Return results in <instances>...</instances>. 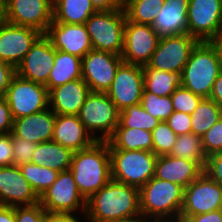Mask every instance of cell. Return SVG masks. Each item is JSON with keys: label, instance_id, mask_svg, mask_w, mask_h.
I'll use <instances>...</instances> for the list:
<instances>
[{"label": "cell", "instance_id": "46", "mask_svg": "<svg viewBox=\"0 0 222 222\" xmlns=\"http://www.w3.org/2000/svg\"><path fill=\"white\" fill-rule=\"evenodd\" d=\"M15 74L16 69L12 65L0 61V98L5 96L6 90Z\"/></svg>", "mask_w": 222, "mask_h": 222}, {"label": "cell", "instance_id": "21", "mask_svg": "<svg viewBox=\"0 0 222 222\" xmlns=\"http://www.w3.org/2000/svg\"><path fill=\"white\" fill-rule=\"evenodd\" d=\"M90 93V87L82 78L67 82L49 91V105L55 114L78 115Z\"/></svg>", "mask_w": 222, "mask_h": 222}, {"label": "cell", "instance_id": "11", "mask_svg": "<svg viewBox=\"0 0 222 222\" xmlns=\"http://www.w3.org/2000/svg\"><path fill=\"white\" fill-rule=\"evenodd\" d=\"M222 209V186L202 173L184 189L180 219Z\"/></svg>", "mask_w": 222, "mask_h": 222}, {"label": "cell", "instance_id": "47", "mask_svg": "<svg viewBox=\"0 0 222 222\" xmlns=\"http://www.w3.org/2000/svg\"><path fill=\"white\" fill-rule=\"evenodd\" d=\"M96 11H110L124 8V0H91Z\"/></svg>", "mask_w": 222, "mask_h": 222}, {"label": "cell", "instance_id": "34", "mask_svg": "<svg viewBox=\"0 0 222 222\" xmlns=\"http://www.w3.org/2000/svg\"><path fill=\"white\" fill-rule=\"evenodd\" d=\"M19 169L38 197L53 184L60 173L50 167L32 162L19 166Z\"/></svg>", "mask_w": 222, "mask_h": 222}, {"label": "cell", "instance_id": "49", "mask_svg": "<svg viewBox=\"0 0 222 222\" xmlns=\"http://www.w3.org/2000/svg\"><path fill=\"white\" fill-rule=\"evenodd\" d=\"M209 99L222 107V70L216 78Z\"/></svg>", "mask_w": 222, "mask_h": 222}, {"label": "cell", "instance_id": "22", "mask_svg": "<svg viewBox=\"0 0 222 222\" xmlns=\"http://www.w3.org/2000/svg\"><path fill=\"white\" fill-rule=\"evenodd\" d=\"M94 136L86 131L78 115L56 114L52 141L75 152L90 147L97 141Z\"/></svg>", "mask_w": 222, "mask_h": 222}, {"label": "cell", "instance_id": "24", "mask_svg": "<svg viewBox=\"0 0 222 222\" xmlns=\"http://www.w3.org/2000/svg\"><path fill=\"white\" fill-rule=\"evenodd\" d=\"M56 114L51 109L15 119L12 134L39 144L52 141Z\"/></svg>", "mask_w": 222, "mask_h": 222}, {"label": "cell", "instance_id": "23", "mask_svg": "<svg viewBox=\"0 0 222 222\" xmlns=\"http://www.w3.org/2000/svg\"><path fill=\"white\" fill-rule=\"evenodd\" d=\"M203 173L196 162L169 154L160 155L155 162L154 177L182 186L184 189Z\"/></svg>", "mask_w": 222, "mask_h": 222}, {"label": "cell", "instance_id": "8", "mask_svg": "<svg viewBox=\"0 0 222 222\" xmlns=\"http://www.w3.org/2000/svg\"><path fill=\"white\" fill-rule=\"evenodd\" d=\"M79 120L88 133L102 131L97 141H107L119 124L120 111L106 92H91L81 107Z\"/></svg>", "mask_w": 222, "mask_h": 222}, {"label": "cell", "instance_id": "10", "mask_svg": "<svg viewBox=\"0 0 222 222\" xmlns=\"http://www.w3.org/2000/svg\"><path fill=\"white\" fill-rule=\"evenodd\" d=\"M187 33L202 41H213L222 33V0H189Z\"/></svg>", "mask_w": 222, "mask_h": 222}, {"label": "cell", "instance_id": "17", "mask_svg": "<svg viewBox=\"0 0 222 222\" xmlns=\"http://www.w3.org/2000/svg\"><path fill=\"white\" fill-rule=\"evenodd\" d=\"M55 57L56 49L45 34H42L16 67V74L47 87Z\"/></svg>", "mask_w": 222, "mask_h": 222}, {"label": "cell", "instance_id": "39", "mask_svg": "<svg viewBox=\"0 0 222 222\" xmlns=\"http://www.w3.org/2000/svg\"><path fill=\"white\" fill-rule=\"evenodd\" d=\"M13 144V165L22 166L31 162L34 151L36 150L37 144L25 140L20 137H15L12 134Z\"/></svg>", "mask_w": 222, "mask_h": 222}, {"label": "cell", "instance_id": "48", "mask_svg": "<svg viewBox=\"0 0 222 222\" xmlns=\"http://www.w3.org/2000/svg\"><path fill=\"white\" fill-rule=\"evenodd\" d=\"M185 222H222V209L210 211L208 213L188 216Z\"/></svg>", "mask_w": 222, "mask_h": 222}, {"label": "cell", "instance_id": "7", "mask_svg": "<svg viewBox=\"0 0 222 222\" xmlns=\"http://www.w3.org/2000/svg\"><path fill=\"white\" fill-rule=\"evenodd\" d=\"M6 99L13 119L29 116L47 109L49 91L45 85L15 74L6 90Z\"/></svg>", "mask_w": 222, "mask_h": 222}, {"label": "cell", "instance_id": "42", "mask_svg": "<svg viewBox=\"0 0 222 222\" xmlns=\"http://www.w3.org/2000/svg\"><path fill=\"white\" fill-rule=\"evenodd\" d=\"M191 117L192 115L174 111L165 122L179 136L192 133Z\"/></svg>", "mask_w": 222, "mask_h": 222}, {"label": "cell", "instance_id": "15", "mask_svg": "<svg viewBox=\"0 0 222 222\" xmlns=\"http://www.w3.org/2000/svg\"><path fill=\"white\" fill-rule=\"evenodd\" d=\"M122 63L121 55L91 50L82 58V79L91 92H107Z\"/></svg>", "mask_w": 222, "mask_h": 222}, {"label": "cell", "instance_id": "29", "mask_svg": "<svg viewBox=\"0 0 222 222\" xmlns=\"http://www.w3.org/2000/svg\"><path fill=\"white\" fill-rule=\"evenodd\" d=\"M95 12L91 0H60L53 6V22L85 24Z\"/></svg>", "mask_w": 222, "mask_h": 222}, {"label": "cell", "instance_id": "5", "mask_svg": "<svg viewBox=\"0 0 222 222\" xmlns=\"http://www.w3.org/2000/svg\"><path fill=\"white\" fill-rule=\"evenodd\" d=\"M111 179L140 189L154 177L157 155L143 150H109Z\"/></svg>", "mask_w": 222, "mask_h": 222}, {"label": "cell", "instance_id": "28", "mask_svg": "<svg viewBox=\"0 0 222 222\" xmlns=\"http://www.w3.org/2000/svg\"><path fill=\"white\" fill-rule=\"evenodd\" d=\"M109 150H143L153 152L151 131L132 128H116L107 140Z\"/></svg>", "mask_w": 222, "mask_h": 222}, {"label": "cell", "instance_id": "56", "mask_svg": "<svg viewBox=\"0 0 222 222\" xmlns=\"http://www.w3.org/2000/svg\"><path fill=\"white\" fill-rule=\"evenodd\" d=\"M115 222H139V221H115Z\"/></svg>", "mask_w": 222, "mask_h": 222}, {"label": "cell", "instance_id": "53", "mask_svg": "<svg viewBox=\"0 0 222 222\" xmlns=\"http://www.w3.org/2000/svg\"><path fill=\"white\" fill-rule=\"evenodd\" d=\"M213 43L218 48L220 58H221V61H222V33L213 40Z\"/></svg>", "mask_w": 222, "mask_h": 222}, {"label": "cell", "instance_id": "20", "mask_svg": "<svg viewBox=\"0 0 222 222\" xmlns=\"http://www.w3.org/2000/svg\"><path fill=\"white\" fill-rule=\"evenodd\" d=\"M39 202V197L17 166L0 167V205L24 206ZM20 203V205H19Z\"/></svg>", "mask_w": 222, "mask_h": 222}, {"label": "cell", "instance_id": "40", "mask_svg": "<svg viewBox=\"0 0 222 222\" xmlns=\"http://www.w3.org/2000/svg\"><path fill=\"white\" fill-rule=\"evenodd\" d=\"M202 146L206 156L222 152V118L203 135Z\"/></svg>", "mask_w": 222, "mask_h": 222}, {"label": "cell", "instance_id": "12", "mask_svg": "<svg viewBox=\"0 0 222 222\" xmlns=\"http://www.w3.org/2000/svg\"><path fill=\"white\" fill-rule=\"evenodd\" d=\"M39 203L49 213H73L80 205L86 213L87 201L82 197L69 170L58 174L53 184L39 197Z\"/></svg>", "mask_w": 222, "mask_h": 222}, {"label": "cell", "instance_id": "35", "mask_svg": "<svg viewBox=\"0 0 222 222\" xmlns=\"http://www.w3.org/2000/svg\"><path fill=\"white\" fill-rule=\"evenodd\" d=\"M160 121L144 110L141 103L125 108L120 112L116 128H132L153 131Z\"/></svg>", "mask_w": 222, "mask_h": 222}, {"label": "cell", "instance_id": "9", "mask_svg": "<svg viewBox=\"0 0 222 222\" xmlns=\"http://www.w3.org/2000/svg\"><path fill=\"white\" fill-rule=\"evenodd\" d=\"M198 42L188 33L160 37L157 48L147 66L181 76L184 66Z\"/></svg>", "mask_w": 222, "mask_h": 222}, {"label": "cell", "instance_id": "38", "mask_svg": "<svg viewBox=\"0 0 222 222\" xmlns=\"http://www.w3.org/2000/svg\"><path fill=\"white\" fill-rule=\"evenodd\" d=\"M203 98L181 85L171 95L174 111L192 115Z\"/></svg>", "mask_w": 222, "mask_h": 222}, {"label": "cell", "instance_id": "14", "mask_svg": "<svg viewBox=\"0 0 222 222\" xmlns=\"http://www.w3.org/2000/svg\"><path fill=\"white\" fill-rule=\"evenodd\" d=\"M143 90V67L123 62L106 93L121 112L127 107L141 103Z\"/></svg>", "mask_w": 222, "mask_h": 222}, {"label": "cell", "instance_id": "31", "mask_svg": "<svg viewBox=\"0 0 222 222\" xmlns=\"http://www.w3.org/2000/svg\"><path fill=\"white\" fill-rule=\"evenodd\" d=\"M222 118V107L209 98H203L192 113V133L203 135Z\"/></svg>", "mask_w": 222, "mask_h": 222}, {"label": "cell", "instance_id": "32", "mask_svg": "<svg viewBox=\"0 0 222 222\" xmlns=\"http://www.w3.org/2000/svg\"><path fill=\"white\" fill-rule=\"evenodd\" d=\"M165 0H125L126 18L137 24L152 25Z\"/></svg>", "mask_w": 222, "mask_h": 222}, {"label": "cell", "instance_id": "27", "mask_svg": "<svg viewBox=\"0 0 222 222\" xmlns=\"http://www.w3.org/2000/svg\"><path fill=\"white\" fill-rule=\"evenodd\" d=\"M82 78V58L69 53L56 50L54 67L52 68L47 88L50 91L67 82L75 81Z\"/></svg>", "mask_w": 222, "mask_h": 222}, {"label": "cell", "instance_id": "50", "mask_svg": "<svg viewBox=\"0 0 222 222\" xmlns=\"http://www.w3.org/2000/svg\"><path fill=\"white\" fill-rule=\"evenodd\" d=\"M46 222H79L71 213H46Z\"/></svg>", "mask_w": 222, "mask_h": 222}, {"label": "cell", "instance_id": "33", "mask_svg": "<svg viewBox=\"0 0 222 222\" xmlns=\"http://www.w3.org/2000/svg\"><path fill=\"white\" fill-rule=\"evenodd\" d=\"M169 155L185 160L196 161L203 169L207 160L202 146V137L193 133L177 136L176 143Z\"/></svg>", "mask_w": 222, "mask_h": 222}, {"label": "cell", "instance_id": "51", "mask_svg": "<svg viewBox=\"0 0 222 222\" xmlns=\"http://www.w3.org/2000/svg\"><path fill=\"white\" fill-rule=\"evenodd\" d=\"M0 222H16L15 207L0 205Z\"/></svg>", "mask_w": 222, "mask_h": 222}, {"label": "cell", "instance_id": "2", "mask_svg": "<svg viewBox=\"0 0 222 222\" xmlns=\"http://www.w3.org/2000/svg\"><path fill=\"white\" fill-rule=\"evenodd\" d=\"M70 171L79 192L87 201L111 180L108 142L95 141L90 147L75 151Z\"/></svg>", "mask_w": 222, "mask_h": 222}, {"label": "cell", "instance_id": "54", "mask_svg": "<svg viewBox=\"0 0 222 222\" xmlns=\"http://www.w3.org/2000/svg\"><path fill=\"white\" fill-rule=\"evenodd\" d=\"M149 220L147 219H141L139 222H148ZM153 222H185L183 219H180V218H175L173 219L172 221L170 219H166V220H152ZM151 221V222H152Z\"/></svg>", "mask_w": 222, "mask_h": 222}, {"label": "cell", "instance_id": "6", "mask_svg": "<svg viewBox=\"0 0 222 222\" xmlns=\"http://www.w3.org/2000/svg\"><path fill=\"white\" fill-rule=\"evenodd\" d=\"M124 8L110 11H97L85 22L93 50L121 55L124 47Z\"/></svg>", "mask_w": 222, "mask_h": 222}, {"label": "cell", "instance_id": "55", "mask_svg": "<svg viewBox=\"0 0 222 222\" xmlns=\"http://www.w3.org/2000/svg\"><path fill=\"white\" fill-rule=\"evenodd\" d=\"M50 1H51L52 6H54L60 0H50Z\"/></svg>", "mask_w": 222, "mask_h": 222}, {"label": "cell", "instance_id": "45", "mask_svg": "<svg viewBox=\"0 0 222 222\" xmlns=\"http://www.w3.org/2000/svg\"><path fill=\"white\" fill-rule=\"evenodd\" d=\"M13 116L10 107L4 97L0 98V134L12 132Z\"/></svg>", "mask_w": 222, "mask_h": 222}, {"label": "cell", "instance_id": "25", "mask_svg": "<svg viewBox=\"0 0 222 222\" xmlns=\"http://www.w3.org/2000/svg\"><path fill=\"white\" fill-rule=\"evenodd\" d=\"M189 0H165L152 27L160 37L187 33Z\"/></svg>", "mask_w": 222, "mask_h": 222}, {"label": "cell", "instance_id": "1", "mask_svg": "<svg viewBox=\"0 0 222 222\" xmlns=\"http://www.w3.org/2000/svg\"><path fill=\"white\" fill-rule=\"evenodd\" d=\"M84 215L91 222L140 221L139 189L111 179L87 200Z\"/></svg>", "mask_w": 222, "mask_h": 222}, {"label": "cell", "instance_id": "4", "mask_svg": "<svg viewBox=\"0 0 222 222\" xmlns=\"http://www.w3.org/2000/svg\"><path fill=\"white\" fill-rule=\"evenodd\" d=\"M139 199L142 219L145 220V216L148 219L152 217L153 220H165L168 217L177 219L183 206L184 188L170 181L152 177L139 189Z\"/></svg>", "mask_w": 222, "mask_h": 222}, {"label": "cell", "instance_id": "37", "mask_svg": "<svg viewBox=\"0 0 222 222\" xmlns=\"http://www.w3.org/2000/svg\"><path fill=\"white\" fill-rule=\"evenodd\" d=\"M153 153L157 156L169 154L177 140V134L163 121L151 132Z\"/></svg>", "mask_w": 222, "mask_h": 222}, {"label": "cell", "instance_id": "16", "mask_svg": "<svg viewBox=\"0 0 222 222\" xmlns=\"http://www.w3.org/2000/svg\"><path fill=\"white\" fill-rule=\"evenodd\" d=\"M6 21L30 27L45 34L53 22V6L50 0H5Z\"/></svg>", "mask_w": 222, "mask_h": 222}, {"label": "cell", "instance_id": "41", "mask_svg": "<svg viewBox=\"0 0 222 222\" xmlns=\"http://www.w3.org/2000/svg\"><path fill=\"white\" fill-rule=\"evenodd\" d=\"M46 211L38 202L28 206H16V222H46Z\"/></svg>", "mask_w": 222, "mask_h": 222}, {"label": "cell", "instance_id": "19", "mask_svg": "<svg viewBox=\"0 0 222 222\" xmlns=\"http://www.w3.org/2000/svg\"><path fill=\"white\" fill-rule=\"evenodd\" d=\"M45 36L56 50L83 58L93 50L89 34L84 24L52 22Z\"/></svg>", "mask_w": 222, "mask_h": 222}, {"label": "cell", "instance_id": "3", "mask_svg": "<svg viewBox=\"0 0 222 222\" xmlns=\"http://www.w3.org/2000/svg\"><path fill=\"white\" fill-rule=\"evenodd\" d=\"M221 70L222 61L213 41L198 42L184 66L180 85L202 98H209Z\"/></svg>", "mask_w": 222, "mask_h": 222}, {"label": "cell", "instance_id": "13", "mask_svg": "<svg viewBox=\"0 0 222 222\" xmlns=\"http://www.w3.org/2000/svg\"><path fill=\"white\" fill-rule=\"evenodd\" d=\"M160 36L152 25L137 24L126 18L124 25L123 62L147 65L155 52Z\"/></svg>", "mask_w": 222, "mask_h": 222}, {"label": "cell", "instance_id": "36", "mask_svg": "<svg viewBox=\"0 0 222 222\" xmlns=\"http://www.w3.org/2000/svg\"><path fill=\"white\" fill-rule=\"evenodd\" d=\"M141 105L152 117L160 122L166 121L174 112L171 96H157L143 90Z\"/></svg>", "mask_w": 222, "mask_h": 222}, {"label": "cell", "instance_id": "26", "mask_svg": "<svg viewBox=\"0 0 222 222\" xmlns=\"http://www.w3.org/2000/svg\"><path fill=\"white\" fill-rule=\"evenodd\" d=\"M73 151L54 141L37 144L31 162L58 172L70 169Z\"/></svg>", "mask_w": 222, "mask_h": 222}, {"label": "cell", "instance_id": "30", "mask_svg": "<svg viewBox=\"0 0 222 222\" xmlns=\"http://www.w3.org/2000/svg\"><path fill=\"white\" fill-rule=\"evenodd\" d=\"M142 67L144 89L147 92L161 97L171 96L180 86V76L178 74L149 68L147 65Z\"/></svg>", "mask_w": 222, "mask_h": 222}, {"label": "cell", "instance_id": "43", "mask_svg": "<svg viewBox=\"0 0 222 222\" xmlns=\"http://www.w3.org/2000/svg\"><path fill=\"white\" fill-rule=\"evenodd\" d=\"M203 172L222 186V152L207 156Z\"/></svg>", "mask_w": 222, "mask_h": 222}, {"label": "cell", "instance_id": "18", "mask_svg": "<svg viewBox=\"0 0 222 222\" xmlns=\"http://www.w3.org/2000/svg\"><path fill=\"white\" fill-rule=\"evenodd\" d=\"M42 35L36 29L5 22L0 26V61L15 69Z\"/></svg>", "mask_w": 222, "mask_h": 222}, {"label": "cell", "instance_id": "44", "mask_svg": "<svg viewBox=\"0 0 222 222\" xmlns=\"http://www.w3.org/2000/svg\"><path fill=\"white\" fill-rule=\"evenodd\" d=\"M13 165L12 132L0 134V167Z\"/></svg>", "mask_w": 222, "mask_h": 222}, {"label": "cell", "instance_id": "52", "mask_svg": "<svg viewBox=\"0 0 222 222\" xmlns=\"http://www.w3.org/2000/svg\"><path fill=\"white\" fill-rule=\"evenodd\" d=\"M6 22L5 0H0V26Z\"/></svg>", "mask_w": 222, "mask_h": 222}]
</instances>
